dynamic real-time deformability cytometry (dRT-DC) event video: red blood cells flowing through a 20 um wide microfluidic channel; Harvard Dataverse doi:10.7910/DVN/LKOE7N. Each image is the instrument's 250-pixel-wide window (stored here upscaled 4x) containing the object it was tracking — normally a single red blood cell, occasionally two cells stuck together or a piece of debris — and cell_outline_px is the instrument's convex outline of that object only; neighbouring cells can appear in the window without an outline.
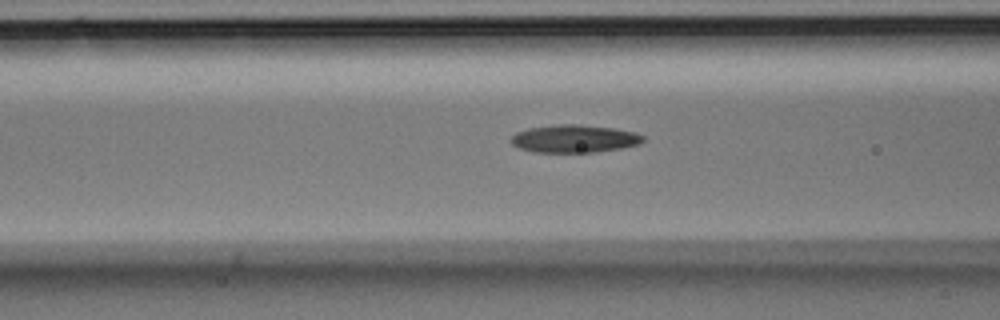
{"species": "Egyptian fruit bat (a non-hibernating species)", "species_latin": "Rousettus aegyptiacus", "temperature_condition": "room temperature", "stored_images_in_passage": 21, "camera_frame_rate_fps": 3000, "um_per_image_px": 0.085, "animal": {"sex": "male"}, "frame": {"image": 1, "passage_image": 4, "time_ms": 1.0, "image_size_px": [1000, 320], "cell_outline_px": [[644, 140], [640, 144], [620, 148], [596, 152], [532, 152], [520, 148], [512, 144], [512, 136], [516, 132], [528, 128], [560, 124], [580, 124], [612, 128], [636, 132], [644, 136]], "centroid_in_image_um": [48.83, 11.79], "position_along_channel_um": 117.8, "area_um2": 21.33}}
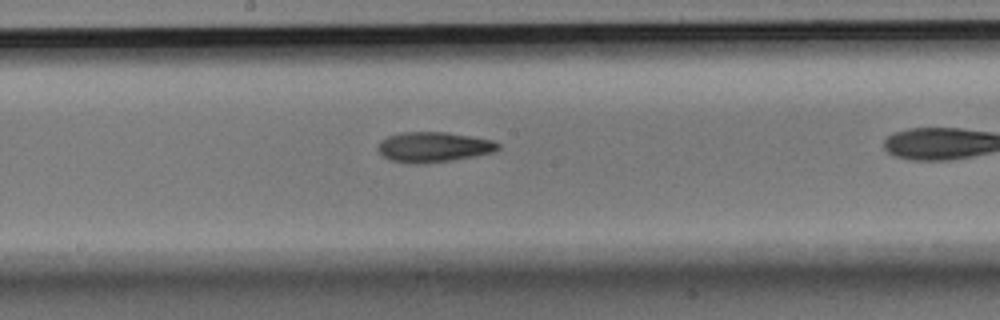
{"frame": {"image": 2, "passage_image": 10, "time_ms": 3.0, "image_size_px": [1000, 320], "cell_outline_px": [[500, 148], [492, 152], [476, 156], [452, 160], [424, 164], [408, 164], [392, 160], [384, 156], [376, 148], [380, 140], [388, 136], [400, 132], [448, 132], [492, 140], [500, 144]], "centroid_in_image_um": [36.83, 12.5], "position_along_channel_um": 211.4, "area_um2": 21.27}}
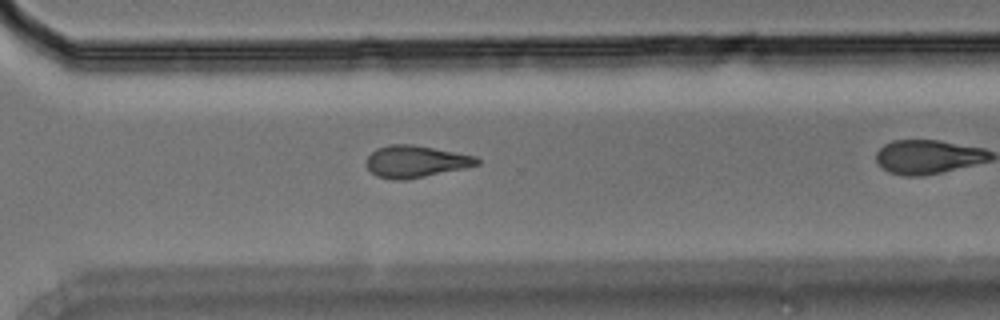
{"frame": {"image": 3, "passage_image": 18, "time_ms": 5.667, "image_size_px": [1000, 320], "cell_outline_px": [[480, 164], [464, 168], [404, 180], [392, 180], [376, 176], [368, 168], [368, 156], [376, 148], [392, 144], [412, 144], [476, 156], [480, 160]], "centroid_in_image_um": [35.33, 13.72], "position_along_channel_um": 335.3, "area_um2": 20.35}}